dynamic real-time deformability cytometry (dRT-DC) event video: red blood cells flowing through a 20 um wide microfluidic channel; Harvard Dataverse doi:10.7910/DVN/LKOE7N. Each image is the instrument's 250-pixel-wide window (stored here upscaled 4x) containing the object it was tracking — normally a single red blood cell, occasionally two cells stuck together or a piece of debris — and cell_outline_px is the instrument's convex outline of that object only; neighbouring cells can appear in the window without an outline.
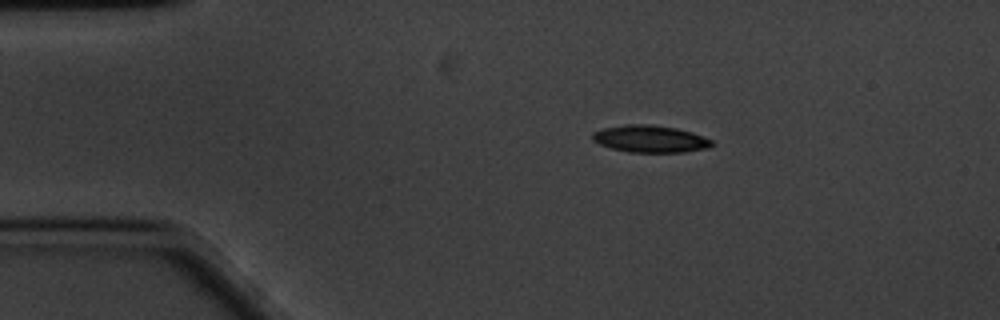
{"species": "common noctule bat (a hibernating species)", "species_latin": "Nyctalus noctula", "temperature_condition": "cold", "stored_images_in_passage": 49, "camera_frame_rate_fps": 3000, "um_per_image_px": 0.085, "animal": {"sex": "male", "body_mass_g": 20.1, "forearm_length_mm": 53.5}, "frame": {"image": 1, "passage_image": 1, "time_ms": 0.0, "image_size_px": [1000, 320], "cell_outline_px": [[716, 144], [708, 148], [684, 152], [628, 152], [612, 148], [600, 144], [592, 140], [592, 132], [604, 128], [628, 124], [652, 124], [676, 128], [692, 132], [712, 140]], "centroid_in_image_um": [55.29, 11.8], "position_along_channel_um": 29.7, "area_um2": 18.9}}
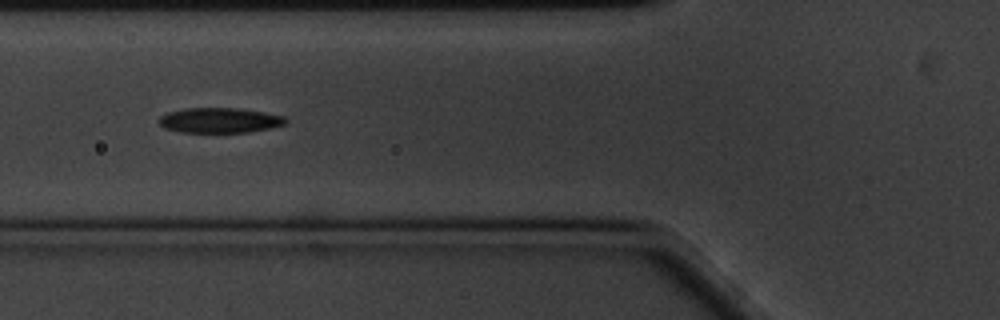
{"frame": {"image": 2, "passage_image": 12, "time_ms": 3.667, "image_size_px": [1000, 320], "cell_outline_px": [[288, 120], [284, 124], [268, 128], [248, 132], [180, 132], [164, 128], [160, 124], [160, 116], [168, 112], [184, 108], [236, 108], [264, 112], [284, 116]], "centroid_in_image_um": [18.65, 10.22], "position_along_channel_um": 107.1, "area_um2": 18.38}}
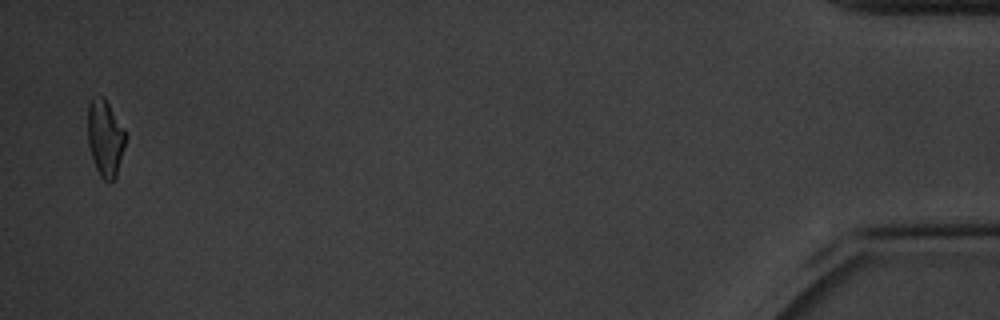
{"frame": {"image": 3, "passage_image": 48, "time_ms": 15.667, "image_size_px": [1000, 320], "cell_outline_px": [[124, 148], [116, 180], [104, 180], [100, 176], [96, 168], [88, 144], [88, 104], [92, 96], [104, 96], [124, 128]], "centroid_in_image_um": [8.93, 11.71], "position_along_channel_um": 426.3, "area_um2": 16.82}, "authors_computed_cell_mechanics": {"area_um2": 18.3804, "velocity_mm_per_s": 3.3991, "shape_relaxation_time_tau1_ms": 4.8275, "shape_relaxation_time_tau2_ms": 7.4507, "deformation_change_tau1": 0.1363, "deformation_change_tau2": 0.1699}}